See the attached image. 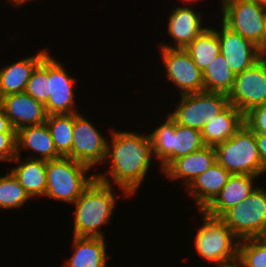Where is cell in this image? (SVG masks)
I'll use <instances>...</instances> for the list:
<instances>
[{
	"label": "cell",
	"instance_id": "7",
	"mask_svg": "<svg viewBox=\"0 0 266 267\" xmlns=\"http://www.w3.org/2000/svg\"><path fill=\"white\" fill-rule=\"evenodd\" d=\"M240 239L258 238L266 228V188L257 187L243 202L220 217Z\"/></svg>",
	"mask_w": 266,
	"mask_h": 267
},
{
	"label": "cell",
	"instance_id": "18",
	"mask_svg": "<svg viewBox=\"0 0 266 267\" xmlns=\"http://www.w3.org/2000/svg\"><path fill=\"white\" fill-rule=\"evenodd\" d=\"M257 176L232 174L217 197L204 209L213 217H221L227 210L243 202L257 186Z\"/></svg>",
	"mask_w": 266,
	"mask_h": 267
},
{
	"label": "cell",
	"instance_id": "20",
	"mask_svg": "<svg viewBox=\"0 0 266 267\" xmlns=\"http://www.w3.org/2000/svg\"><path fill=\"white\" fill-rule=\"evenodd\" d=\"M48 53V49H43L0 68V98L24 92L32 72Z\"/></svg>",
	"mask_w": 266,
	"mask_h": 267
},
{
	"label": "cell",
	"instance_id": "19",
	"mask_svg": "<svg viewBox=\"0 0 266 267\" xmlns=\"http://www.w3.org/2000/svg\"><path fill=\"white\" fill-rule=\"evenodd\" d=\"M17 155L21 150H31L33 153L27 156L29 159L54 160L61 158L57 153L54 141L46 123L36 126H28L16 132ZM35 155V156H34ZM37 155V156H36Z\"/></svg>",
	"mask_w": 266,
	"mask_h": 267
},
{
	"label": "cell",
	"instance_id": "40",
	"mask_svg": "<svg viewBox=\"0 0 266 267\" xmlns=\"http://www.w3.org/2000/svg\"><path fill=\"white\" fill-rule=\"evenodd\" d=\"M6 1H9V3L14 5V0H6Z\"/></svg>",
	"mask_w": 266,
	"mask_h": 267
},
{
	"label": "cell",
	"instance_id": "10",
	"mask_svg": "<svg viewBox=\"0 0 266 267\" xmlns=\"http://www.w3.org/2000/svg\"><path fill=\"white\" fill-rule=\"evenodd\" d=\"M107 142L108 139L82 113H74L71 159L95 168L103 161L105 163Z\"/></svg>",
	"mask_w": 266,
	"mask_h": 267
},
{
	"label": "cell",
	"instance_id": "11",
	"mask_svg": "<svg viewBox=\"0 0 266 267\" xmlns=\"http://www.w3.org/2000/svg\"><path fill=\"white\" fill-rule=\"evenodd\" d=\"M229 103L243 115L250 109L266 103V56L254 66L235 75Z\"/></svg>",
	"mask_w": 266,
	"mask_h": 267
},
{
	"label": "cell",
	"instance_id": "31",
	"mask_svg": "<svg viewBox=\"0 0 266 267\" xmlns=\"http://www.w3.org/2000/svg\"><path fill=\"white\" fill-rule=\"evenodd\" d=\"M244 124L254 133L266 134V103L246 112Z\"/></svg>",
	"mask_w": 266,
	"mask_h": 267
},
{
	"label": "cell",
	"instance_id": "1",
	"mask_svg": "<svg viewBox=\"0 0 266 267\" xmlns=\"http://www.w3.org/2000/svg\"><path fill=\"white\" fill-rule=\"evenodd\" d=\"M141 134L112 130L105 159L110 168L106 173L95 172L96 179L108 185L116 184L126 198L138 191L154 159L149 134Z\"/></svg>",
	"mask_w": 266,
	"mask_h": 267
},
{
	"label": "cell",
	"instance_id": "23",
	"mask_svg": "<svg viewBox=\"0 0 266 267\" xmlns=\"http://www.w3.org/2000/svg\"><path fill=\"white\" fill-rule=\"evenodd\" d=\"M11 162H14L16 166L11 168L10 171L18 179L29 197L31 199L45 197L47 161L29 158L22 159L21 156L16 155Z\"/></svg>",
	"mask_w": 266,
	"mask_h": 267
},
{
	"label": "cell",
	"instance_id": "5",
	"mask_svg": "<svg viewBox=\"0 0 266 267\" xmlns=\"http://www.w3.org/2000/svg\"><path fill=\"white\" fill-rule=\"evenodd\" d=\"M89 171V166L69 157L48 160L45 196L73 204L96 178L95 173L89 176Z\"/></svg>",
	"mask_w": 266,
	"mask_h": 267
},
{
	"label": "cell",
	"instance_id": "22",
	"mask_svg": "<svg viewBox=\"0 0 266 267\" xmlns=\"http://www.w3.org/2000/svg\"><path fill=\"white\" fill-rule=\"evenodd\" d=\"M105 242V237L73 236V253L63 267H107L110 255Z\"/></svg>",
	"mask_w": 266,
	"mask_h": 267
},
{
	"label": "cell",
	"instance_id": "29",
	"mask_svg": "<svg viewBox=\"0 0 266 267\" xmlns=\"http://www.w3.org/2000/svg\"><path fill=\"white\" fill-rule=\"evenodd\" d=\"M235 267H266V240L260 237L240 240Z\"/></svg>",
	"mask_w": 266,
	"mask_h": 267
},
{
	"label": "cell",
	"instance_id": "34",
	"mask_svg": "<svg viewBox=\"0 0 266 267\" xmlns=\"http://www.w3.org/2000/svg\"><path fill=\"white\" fill-rule=\"evenodd\" d=\"M0 133H16L11 126L9 118L6 116L4 110L0 107Z\"/></svg>",
	"mask_w": 266,
	"mask_h": 267
},
{
	"label": "cell",
	"instance_id": "14",
	"mask_svg": "<svg viewBox=\"0 0 266 267\" xmlns=\"http://www.w3.org/2000/svg\"><path fill=\"white\" fill-rule=\"evenodd\" d=\"M219 29L214 30L218 35L220 53L235 75L251 68L264 57L258 46L233 32L223 23Z\"/></svg>",
	"mask_w": 266,
	"mask_h": 267
},
{
	"label": "cell",
	"instance_id": "26",
	"mask_svg": "<svg viewBox=\"0 0 266 267\" xmlns=\"http://www.w3.org/2000/svg\"><path fill=\"white\" fill-rule=\"evenodd\" d=\"M195 65L202 71L220 53L218 35L214 27L207 28L202 34L195 38L186 48Z\"/></svg>",
	"mask_w": 266,
	"mask_h": 267
},
{
	"label": "cell",
	"instance_id": "9",
	"mask_svg": "<svg viewBox=\"0 0 266 267\" xmlns=\"http://www.w3.org/2000/svg\"><path fill=\"white\" fill-rule=\"evenodd\" d=\"M220 2L221 23L258 46L262 53L266 8L252 0H221Z\"/></svg>",
	"mask_w": 266,
	"mask_h": 267
},
{
	"label": "cell",
	"instance_id": "2",
	"mask_svg": "<svg viewBox=\"0 0 266 267\" xmlns=\"http://www.w3.org/2000/svg\"><path fill=\"white\" fill-rule=\"evenodd\" d=\"M113 186L98 179L83 191L82 195L73 203L74 226L73 236L103 237L101 226L111 221L116 207V193Z\"/></svg>",
	"mask_w": 266,
	"mask_h": 267
},
{
	"label": "cell",
	"instance_id": "8",
	"mask_svg": "<svg viewBox=\"0 0 266 267\" xmlns=\"http://www.w3.org/2000/svg\"><path fill=\"white\" fill-rule=\"evenodd\" d=\"M179 100L169 116L177 124L199 131L230 105L228 95L207 91L180 95Z\"/></svg>",
	"mask_w": 266,
	"mask_h": 267
},
{
	"label": "cell",
	"instance_id": "38",
	"mask_svg": "<svg viewBox=\"0 0 266 267\" xmlns=\"http://www.w3.org/2000/svg\"><path fill=\"white\" fill-rule=\"evenodd\" d=\"M182 1L185 3V5H186V3H187L188 6H190V4H191V6H192V3L195 4V2H196V1H199V0H182Z\"/></svg>",
	"mask_w": 266,
	"mask_h": 267
},
{
	"label": "cell",
	"instance_id": "15",
	"mask_svg": "<svg viewBox=\"0 0 266 267\" xmlns=\"http://www.w3.org/2000/svg\"><path fill=\"white\" fill-rule=\"evenodd\" d=\"M184 6L174 7L168 20L167 33L173 39L174 45L161 42L159 47L185 49L208 28L202 26V12H196L191 5Z\"/></svg>",
	"mask_w": 266,
	"mask_h": 267
},
{
	"label": "cell",
	"instance_id": "13",
	"mask_svg": "<svg viewBox=\"0 0 266 267\" xmlns=\"http://www.w3.org/2000/svg\"><path fill=\"white\" fill-rule=\"evenodd\" d=\"M54 58L49 53V98L45 105L46 113L47 115L79 113L75 107L76 79L71 77L62 63Z\"/></svg>",
	"mask_w": 266,
	"mask_h": 267
},
{
	"label": "cell",
	"instance_id": "4",
	"mask_svg": "<svg viewBox=\"0 0 266 267\" xmlns=\"http://www.w3.org/2000/svg\"><path fill=\"white\" fill-rule=\"evenodd\" d=\"M148 133L154 160H159L162 173L175 159L205 146L201 131L177 124L169 114L166 120Z\"/></svg>",
	"mask_w": 266,
	"mask_h": 267
},
{
	"label": "cell",
	"instance_id": "16",
	"mask_svg": "<svg viewBox=\"0 0 266 267\" xmlns=\"http://www.w3.org/2000/svg\"><path fill=\"white\" fill-rule=\"evenodd\" d=\"M0 107L16 132L28 126L44 124L47 119L45 106L25 92L1 97Z\"/></svg>",
	"mask_w": 266,
	"mask_h": 267
},
{
	"label": "cell",
	"instance_id": "37",
	"mask_svg": "<svg viewBox=\"0 0 266 267\" xmlns=\"http://www.w3.org/2000/svg\"><path fill=\"white\" fill-rule=\"evenodd\" d=\"M255 1L258 5L266 8V0H252Z\"/></svg>",
	"mask_w": 266,
	"mask_h": 267
},
{
	"label": "cell",
	"instance_id": "12",
	"mask_svg": "<svg viewBox=\"0 0 266 267\" xmlns=\"http://www.w3.org/2000/svg\"><path fill=\"white\" fill-rule=\"evenodd\" d=\"M163 60L166 76L179 95L205 91L203 72L195 65L185 49H169L158 47Z\"/></svg>",
	"mask_w": 266,
	"mask_h": 267
},
{
	"label": "cell",
	"instance_id": "30",
	"mask_svg": "<svg viewBox=\"0 0 266 267\" xmlns=\"http://www.w3.org/2000/svg\"><path fill=\"white\" fill-rule=\"evenodd\" d=\"M24 92L44 106L47 104L49 98V53L32 72Z\"/></svg>",
	"mask_w": 266,
	"mask_h": 267
},
{
	"label": "cell",
	"instance_id": "21",
	"mask_svg": "<svg viewBox=\"0 0 266 267\" xmlns=\"http://www.w3.org/2000/svg\"><path fill=\"white\" fill-rule=\"evenodd\" d=\"M231 175L216 162L186 188L198 211L204 210L217 197Z\"/></svg>",
	"mask_w": 266,
	"mask_h": 267
},
{
	"label": "cell",
	"instance_id": "39",
	"mask_svg": "<svg viewBox=\"0 0 266 267\" xmlns=\"http://www.w3.org/2000/svg\"><path fill=\"white\" fill-rule=\"evenodd\" d=\"M260 238L266 240V228H265V230H264V232H263V235H262Z\"/></svg>",
	"mask_w": 266,
	"mask_h": 267
},
{
	"label": "cell",
	"instance_id": "17",
	"mask_svg": "<svg viewBox=\"0 0 266 267\" xmlns=\"http://www.w3.org/2000/svg\"><path fill=\"white\" fill-rule=\"evenodd\" d=\"M216 162L215 147L205 145L193 153L175 159L162 173L169 180L181 181L186 189L200 174L207 171Z\"/></svg>",
	"mask_w": 266,
	"mask_h": 267
},
{
	"label": "cell",
	"instance_id": "25",
	"mask_svg": "<svg viewBox=\"0 0 266 267\" xmlns=\"http://www.w3.org/2000/svg\"><path fill=\"white\" fill-rule=\"evenodd\" d=\"M235 74L225 57L219 53L203 72L204 88L207 92L228 95L233 88Z\"/></svg>",
	"mask_w": 266,
	"mask_h": 267
},
{
	"label": "cell",
	"instance_id": "32",
	"mask_svg": "<svg viewBox=\"0 0 266 267\" xmlns=\"http://www.w3.org/2000/svg\"><path fill=\"white\" fill-rule=\"evenodd\" d=\"M16 155V133H0V162L9 163Z\"/></svg>",
	"mask_w": 266,
	"mask_h": 267
},
{
	"label": "cell",
	"instance_id": "24",
	"mask_svg": "<svg viewBox=\"0 0 266 267\" xmlns=\"http://www.w3.org/2000/svg\"><path fill=\"white\" fill-rule=\"evenodd\" d=\"M243 124L244 115L230 104L202 128L201 134L204 144L215 147L231 138Z\"/></svg>",
	"mask_w": 266,
	"mask_h": 267
},
{
	"label": "cell",
	"instance_id": "6",
	"mask_svg": "<svg viewBox=\"0 0 266 267\" xmlns=\"http://www.w3.org/2000/svg\"><path fill=\"white\" fill-rule=\"evenodd\" d=\"M215 150L217 162L231 174H263L255 133L245 124L231 138L216 145Z\"/></svg>",
	"mask_w": 266,
	"mask_h": 267
},
{
	"label": "cell",
	"instance_id": "35",
	"mask_svg": "<svg viewBox=\"0 0 266 267\" xmlns=\"http://www.w3.org/2000/svg\"><path fill=\"white\" fill-rule=\"evenodd\" d=\"M262 54L266 56V14H265V21H264V32L262 37Z\"/></svg>",
	"mask_w": 266,
	"mask_h": 267
},
{
	"label": "cell",
	"instance_id": "28",
	"mask_svg": "<svg viewBox=\"0 0 266 267\" xmlns=\"http://www.w3.org/2000/svg\"><path fill=\"white\" fill-rule=\"evenodd\" d=\"M31 198L9 170L0 175V209L22 208Z\"/></svg>",
	"mask_w": 266,
	"mask_h": 267
},
{
	"label": "cell",
	"instance_id": "33",
	"mask_svg": "<svg viewBox=\"0 0 266 267\" xmlns=\"http://www.w3.org/2000/svg\"><path fill=\"white\" fill-rule=\"evenodd\" d=\"M255 138L257 141V147L259 155L261 158L263 175L266 174V134L264 133H255Z\"/></svg>",
	"mask_w": 266,
	"mask_h": 267
},
{
	"label": "cell",
	"instance_id": "27",
	"mask_svg": "<svg viewBox=\"0 0 266 267\" xmlns=\"http://www.w3.org/2000/svg\"><path fill=\"white\" fill-rule=\"evenodd\" d=\"M45 123L49 128L57 153L61 157L71 158L74 113L47 115Z\"/></svg>",
	"mask_w": 266,
	"mask_h": 267
},
{
	"label": "cell",
	"instance_id": "3",
	"mask_svg": "<svg viewBox=\"0 0 266 267\" xmlns=\"http://www.w3.org/2000/svg\"><path fill=\"white\" fill-rule=\"evenodd\" d=\"M199 213L203 224L194 239L197 256L216 267H235L240 239L220 217L210 216L204 210Z\"/></svg>",
	"mask_w": 266,
	"mask_h": 267
},
{
	"label": "cell",
	"instance_id": "36",
	"mask_svg": "<svg viewBox=\"0 0 266 267\" xmlns=\"http://www.w3.org/2000/svg\"><path fill=\"white\" fill-rule=\"evenodd\" d=\"M33 1V0H14V7H20L21 5H24L25 3Z\"/></svg>",
	"mask_w": 266,
	"mask_h": 267
}]
</instances>
